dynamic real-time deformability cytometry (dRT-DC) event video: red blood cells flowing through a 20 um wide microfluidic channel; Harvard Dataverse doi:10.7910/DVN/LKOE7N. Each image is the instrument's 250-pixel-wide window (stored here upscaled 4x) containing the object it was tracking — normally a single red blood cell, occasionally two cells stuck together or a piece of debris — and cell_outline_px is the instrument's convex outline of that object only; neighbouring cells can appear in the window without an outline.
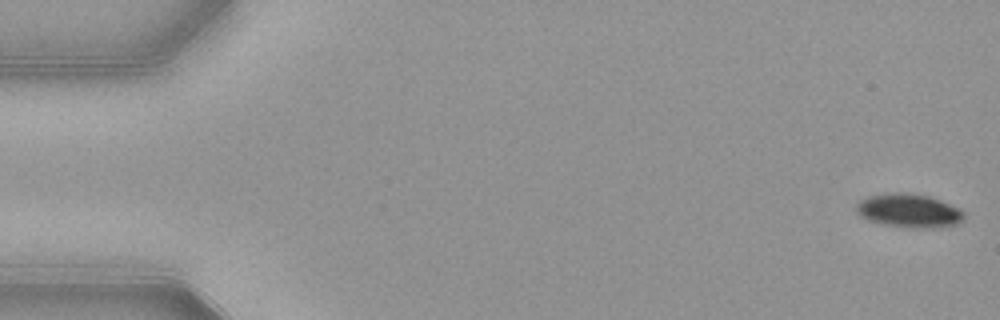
{"species": "common noctule bat (a hibernating species)", "species_latin": "Nyctalus noctula", "temperature_condition": "warm", "stored_images_in_passage": 53, "camera_frame_rate_fps": 3000, "um_per_image_px": 0.085, "animal": {"sex": "female", "body_mass_g": 21.9}, "frame": {"image": 1, "passage_image": 1, "time_ms": 0.0, "image_size_px": [1000, 320], "cell_outline_px": [[964, 220], [956, 224], [940, 228], [908, 228], [880, 224], [868, 220], [860, 216], [856, 212], [856, 204], [860, 200], [868, 196], [896, 192], [908, 192], [928, 196], [940, 200], [960, 208], [964, 212]], "centroid_in_image_um": [77.26, 17.92], "position_along_channel_um": 7.7, "area_um2": 21.5}}
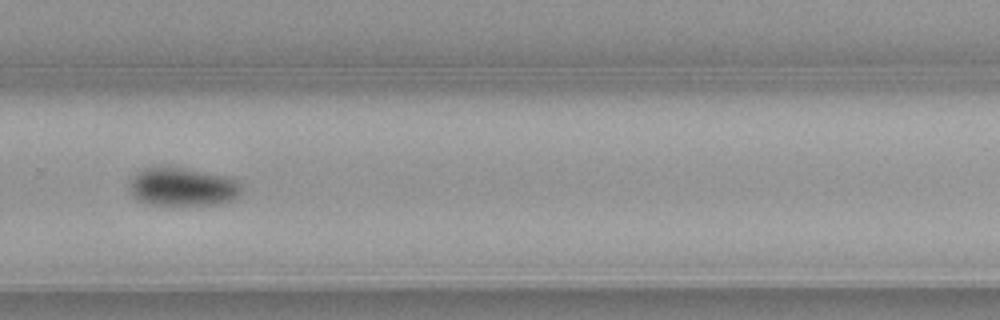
{"frame": {"image": 2, "passage_image": 36, "time_ms": 11.667, "image_size_px": [1000, 320], "cell_outline_px": [[244, 192], [232, 200], [220, 204], [148, 204], [140, 200], [132, 192], [132, 180], [136, 172], [144, 168], [188, 168], [228, 176], [236, 180], [240, 184]], "centroid_in_image_um": [15.63, 15.87], "position_along_channel_um": 314.2, "area_um2": 24.62}}
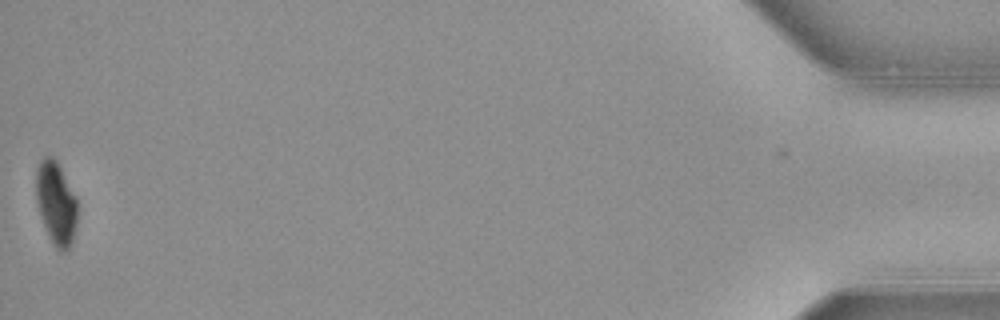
{"frame": {"image": 3, "passage_image": 53, "time_ms": 17.333, "image_size_px": [1000, 320], "cell_outline_px": [[76, 224], [72, 244], [64, 252], [60, 252], [56, 248], [44, 224], [36, 200], [36, 168], [40, 160], [44, 156], [52, 156], [56, 160], [76, 196]], "centroid_in_image_um": [4.76, 17.23], "position_along_channel_um": 430.4, "area_um2": 19.71}, "authors_computed_cell_mechanics": {"area_um2": 24.5072, "velocity_mm_per_s": 3.8749, "shape_relaxation_time_tau1_ms": 3.8916, "shape_relaxation_time_tau2_ms": null, "deformation_change_tau1": 0.117, "deformation_change_tau2": null}}